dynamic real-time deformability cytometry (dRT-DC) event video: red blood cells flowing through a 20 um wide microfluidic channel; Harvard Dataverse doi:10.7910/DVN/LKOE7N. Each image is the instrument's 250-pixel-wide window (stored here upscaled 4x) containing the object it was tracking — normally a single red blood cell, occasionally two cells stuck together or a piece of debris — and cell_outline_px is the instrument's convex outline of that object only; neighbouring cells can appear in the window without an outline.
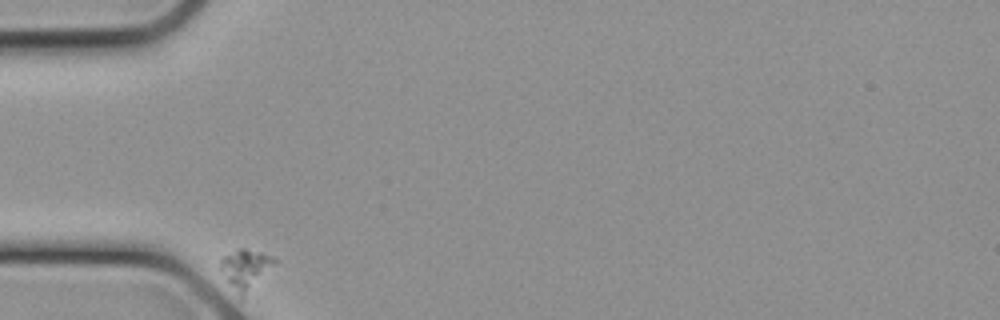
{"species": "common noctule bat (a hibernating species)", "species_latin": "Nyctalus noctula", "temperature_condition": "cold", "stored_images_in_passage": 17, "camera_frame_rate_fps": 3000, "um_per_image_px": 0.085, "animal": {"sex": "female", "body_mass_g": 21.9}, "frame": {"image": 1, "passage_image": 1, "time_ms": 0.0, "image_size_px": [1000, 320], "cell_outline_px": [[276, 264], [240, 296], [228, 280], [220, 264], [220, 256], [240, 248], [244, 248], [260, 252], [272, 256], [276, 260]], "centroid_in_image_um": [20.87, 22.75], "position_along_channel_um": 64.1, "area_um2": 11.56}}
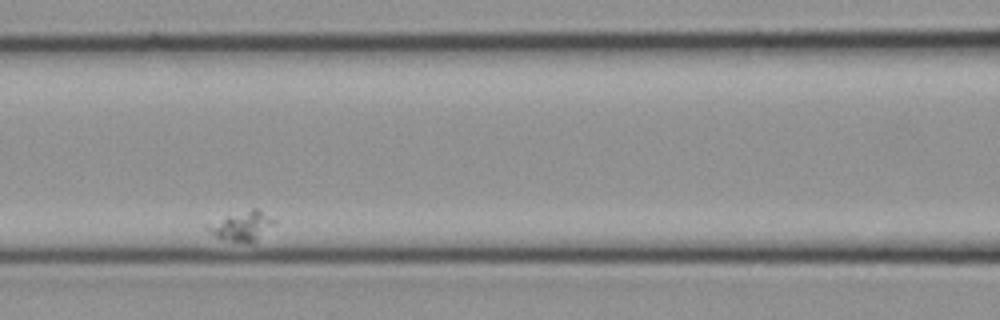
{"frame": {"image": 2, "passage_image": 6, "time_ms": 1.667, "image_size_px": [1000, 320], "cell_outline_px": [[276, 220], [272, 224], [248, 244], [216, 236], [204, 228], [204, 224], [252, 208], [256, 208]], "centroid_in_image_um": [20.49, 19.18], "position_along_channel_um": 146.1, "area_um2": 10.75}}
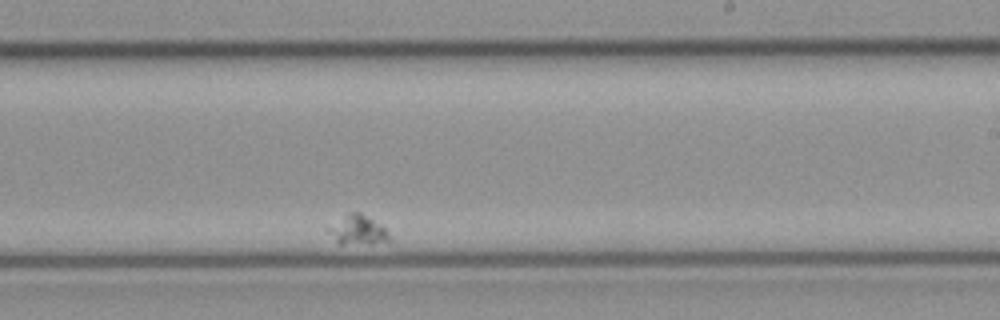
{"frame": {"image": 3, "passage_image": 12, "time_ms": 3.667, "image_size_px": [1000, 320], "cell_outline_px": [[392, 240], [372, 244], [340, 244], [336, 240], [328, 228], [348, 212], [360, 212], [384, 228], [388, 232]], "centroid_in_image_um": [30.46, 19.57], "position_along_channel_um": 258.5, "area_um2": 10.12}}